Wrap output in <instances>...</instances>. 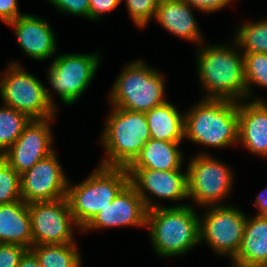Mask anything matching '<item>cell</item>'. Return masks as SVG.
Segmentation results:
<instances>
[{
	"mask_svg": "<svg viewBox=\"0 0 267 267\" xmlns=\"http://www.w3.org/2000/svg\"><path fill=\"white\" fill-rule=\"evenodd\" d=\"M233 43V47L226 44L198 47L196 72L206 92L204 99L236 102L247 99L244 56L236 42Z\"/></svg>",
	"mask_w": 267,
	"mask_h": 267,
	"instance_id": "cell-1",
	"label": "cell"
},
{
	"mask_svg": "<svg viewBox=\"0 0 267 267\" xmlns=\"http://www.w3.org/2000/svg\"><path fill=\"white\" fill-rule=\"evenodd\" d=\"M187 204L160 206L148 210L146 227L152 248L161 257L184 255L200 241V217Z\"/></svg>",
	"mask_w": 267,
	"mask_h": 267,
	"instance_id": "cell-2",
	"label": "cell"
},
{
	"mask_svg": "<svg viewBox=\"0 0 267 267\" xmlns=\"http://www.w3.org/2000/svg\"><path fill=\"white\" fill-rule=\"evenodd\" d=\"M184 114L185 139L217 149L238 144V102L203 98Z\"/></svg>",
	"mask_w": 267,
	"mask_h": 267,
	"instance_id": "cell-3",
	"label": "cell"
},
{
	"mask_svg": "<svg viewBox=\"0 0 267 267\" xmlns=\"http://www.w3.org/2000/svg\"><path fill=\"white\" fill-rule=\"evenodd\" d=\"M100 142L107 156L100 165L127 168L151 138L146 114L112 106Z\"/></svg>",
	"mask_w": 267,
	"mask_h": 267,
	"instance_id": "cell-4",
	"label": "cell"
},
{
	"mask_svg": "<svg viewBox=\"0 0 267 267\" xmlns=\"http://www.w3.org/2000/svg\"><path fill=\"white\" fill-rule=\"evenodd\" d=\"M86 178L74 186L69 181L67 187L66 198L79 230L129 184V173L124 167L99 164Z\"/></svg>",
	"mask_w": 267,
	"mask_h": 267,
	"instance_id": "cell-5",
	"label": "cell"
},
{
	"mask_svg": "<svg viewBox=\"0 0 267 267\" xmlns=\"http://www.w3.org/2000/svg\"><path fill=\"white\" fill-rule=\"evenodd\" d=\"M163 74L142 60L127 64L109 93L111 106L135 112L146 113L165 101V80Z\"/></svg>",
	"mask_w": 267,
	"mask_h": 267,
	"instance_id": "cell-6",
	"label": "cell"
},
{
	"mask_svg": "<svg viewBox=\"0 0 267 267\" xmlns=\"http://www.w3.org/2000/svg\"><path fill=\"white\" fill-rule=\"evenodd\" d=\"M6 72L0 74L2 103L27 114L31 119L55 117L57 105L48 88L37 77L11 62Z\"/></svg>",
	"mask_w": 267,
	"mask_h": 267,
	"instance_id": "cell-7",
	"label": "cell"
},
{
	"mask_svg": "<svg viewBox=\"0 0 267 267\" xmlns=\"http://www.w3.org/2000/svg\"><path fill=\"white\" fill-rule=\"evenodd\" d=\"M211 156L200 152L188 163V197L199 206L227 205L223 203L232 190L234 174L231 167Z\"/></svg>",
	"mask_w": 267,
	"mask_h": 267,
	"instance_id": "cell-8",
	"label": "cell"
},
{
	"mask_svg": "<svg viewBox=\"0 0 267 267\" xmlns=\"http://www.w3.org/2000/svg\"><path fill=\"white\" fill-rule=\"evenodd\" d=\"M101 60L98 51L57 55L48 68V83L63 103L72 105L90 86Z\"/></svg>",
	"mask_w": 267,
	"mask_h": 267,
	"instance_id": "cell-9",
	"label": "cell"
},
{
	"mask_svg": "<svg viewBox=\"0 0 267 267\" xmlns=\"http://www.w3.org/2000/svg\"><path fill=\"white\" fill-rule=\"evenodd\" d=\"M239 208L231 205L208 206L200 218V241L221 256L231 260L240 248L247 216Z\"/></svg>",
	"mask_w": 267,
	"mask_h": 267,
	"instance_id": "cell-10",
	"label": "cell"
},
{
	"mask_svg": "<svg viewBox=\"0 0 267 267\" xmlns=\"http://www.w3.org/2000/svg\"><path fill=\"white\" fill-rule=\"evenodd\" d=\"M33 245L75 243L74 228L78 227L67 198L28 204ZM75 225V227H74Z\"/></svg>",
	"mask_w": 267,
	"mask_h": 267,
	"instance_id": "cell-11",
	"label": "cell"
},
{
	"mask_svg": "<svg viewBox=\"0 0 267 267\" xmlns=\"http://www.w3.org/2000/svg\"><path fill=\"white\" fill-rule=\"evenodd\" d=\"M21 200L25 203L65 198L69 180L55 151L20 175Z\"/></svg>",
	"mask_w": 267,
	"mask_h": 267,
	"instance_id": "cell-12",
	"label": "cell"
},
{
	"mask_svg": "<svg viewBox=\"0 0 267 267\" xmlns=\"http://www.w3.org/2000/svg\"><path fill=\"white\" fill-rule=\"evenodd\" d=\"M129 184L143 199L147 210L160 207L152 197L180 201L188 197L187 170L160 171L152 169H127ZM152 197H150L151 195Z\"/></svg>",
	"mask_w": 267,
	"mask_h": 267,
	"instance_id": "cell-13",
	"label": "cell"
},
{
	"mask_svg": "<svg viewBox=\"0 0 267 267\" xmlns=\"http://www.w3.org/2000/svg\"><path fill=\"white\" fill-rule=\"evenodd\" d=\"M54 118L32 119L17 141L2 155L19 175L55 151L50 127Z\"/></svg>",
	"mask_w": 267,
	"mask_h": 267,
	"instance_id": "cell-14",
	"label": "cell"
},
{
	"mask_svg": "<svg viewBox=\"0 0 267 267\" xmlns=\"http://www.w3.org/2000/svg\"><path fill=\"white\" fill-rule=\"evenodd\" d=\"M147 212L143 199L128 184L111 203L95 214L81 231L84 233L88 230L123 226L146 227Z\"/></svg>",
	"mask_w": 267,
	"mask_h": 267,
	"instance_id": "cell-15",
	"label": "cell"
},
{
	"mask_svg": "<svg viewBox=\"0 0 267 267\" xmlns=\"http://www.w3.org/2000/svg\"><path fill=\"white\" fill-rule=\"evenodd\" d=\"M5 24L14 28L20 48L32 59L47 60L57 53L56 35L47 20L24 13Z\"/></svg>",
	"mask_w": 267,
	"mask_h": 267,
	"instance_id": "cell-16",
	"label": "cell"
},
{
	"mask_svg": "<svg viewBox=\"0 0 267 267\" xmlns=\"http://www.w3.org/2000/svg\"><path fill=\"white\" fill-rule=\"evenodd\" d=\"M238 143L251 153L267 157V103L264 100L238 102Z\"/></svg>",
	"mask_w": 267,
	"mask_h": 267,
	"instance_id": "cell-17",
	"label": "cell"
},
{
	"mask_svg": "<svg viewBox=\"0 0 267 267\" xmlns=\"http://www.w3.org/2000/svg\"><path fill=\"white\" fill-rule=\"evenodd\" d=\"M192 10L184 0H160L154 18L168 32L200 45L204 38Z\"/></svg>",
	"mask_w": 267,
	"mask_h": 267,
	"instance_id": "cell-18",
	"label": "cell"
},
{
	"mask_svg": "<svg viewBox=\"0 0 267 267\" xmlns=\"http://www.w3.org/2000/svg\"><path fill=\"white\" fill-rule=\"evenodd\" d=\"M0 243L33 246L28 203L22 200L0 205Z\"/></svg>",
	"mask_w": 267,
	"mask_h": 267,
	"instance_id": "cell-19",
	"label": "cell"
},
{
	"mask_svg": "<svg viewBox=\"0 0 267 267\" xmlns=\"http://www.w3.org/2000/svg\"><path fill=\"white\" fill-rule=\"evenodd\" d=\"M181 143L150 138L136 159L126 169H152L160 171L182 169Z\"/></svg>",
	"mask_w": 267,
	"mask_h": 267,
	"instance_id": "cell-20",
	"label": "cell"
},
{
	"mask_svg": "<svg viewBox=\"0 0 267 267\" xmlns=\"http://www.w3.org/2000/svg\"><path fill=\"white\" fill-rule=\"evenodd\" d=\"M145 114L152 139L175 143L185 140V114L178 111L168 100Z\"/></svg>",
	"mask_w": 267,
	"mask_h": 267,
	"instance_id": "cell-21",
	"label": "cell"
},
{
	"mask_svg": "<svg viewBox=\"0 0 267 267\" xmlns=\"http://www.w3.org/2000/svg\"><path fill=\"white\" fill-rule=\"evenodd\" d=\"M232 262L267 263V216H247L243 239Z\"/></svg>",
	"mask_w": 267,
	"mask_h": 267,
	"instance_id": "cell-22",
	"label": "cell"
},
{
	"mask_svg": "<svg viewBox=\"0 0 267 267\" xmlns=\"http://www.w3.org/2000/svg\"><path fill=\"white\" fill-rule=\"evenodd\" d=\"M30 250L37 257L40 267H82L76 243L38 244Z\"/></svg>",
	"mask_w": 267,
	"mask_h": 267,
	"instance_id": "cell-23",
	"label": "cell"
},
{
	"mask_svg": "<svg viewBox=\"0 0 267 267\" xmlns=\"http://www.w3.org/2000/svg\"><path fill=\"white\" fill-rule=\"evenodd\" d=\"M31 118L20 111L3 104L0 107V156L21 136Z\"/></svg>",
	"mask_w": 267,
	"mask_h": 267,
	"instance_id": "cell-24",
	"label": "cell"
},
{
	"mask_svg": "<svg viewBox=\"0 0 267 267\" xmlns=\"http://www.w3.org/2000/svg\"><path fill=\"white\" fill-rule=\"evenodd\" d=\"M235 32L234 41L243 54L267 53V18L244 22Z\"/></svg>",
	"mask_w": 267,
	"mask_h": 267,
	"instance_id": "cell-25",
	"label": "cell"
},
{
	"mask_svg": "<svg viewBox=\"0 0 267 267\" xmlns=\"http://www.w3.org/2000/svg\"><path fill=\"white\" fill-rule=\"evenodd\" d=\"M244 56L247 99L252 97L251 85L267 88V53H248Z\"/></svg>",
	"mask_w": 267,
	"mask_h": 267,
	"instance_id": "cell-26",
	"label": "cell"
},
{
	"mask_svg": "<svg viewBox=\"0 0 267 267\" xmlns=\"http://www.w3.org/2000/svg\"><path fill=\"white\" fill-rule=\"evenodd\" d=\"M21 200L20 175L0 156V205Z\"/></svg>",
	"mask_w": 267,
	"mask_h": 267,
	"instance_id": "cell-27",
	"label": "cell"
},
{
	"mask_svg": "<svg viewBox=\"0 0 267 267\" xmlns=\"http://www.w3.org/2000/svg\"><path fill=\"white\" fill-rule=\"evenodd\" d=\"M125 2L134 24L139 28H145L154 18L160 0H125Z\"/></svg>",
	"mask_w": 267,
	"mask_h": 267,
	"instance_id": "cell-28",
	"label": "cell"
},
{
	"mask_svg": "<svg viewBox=\"0 0 267 267\" xmlns=\"http://www.w3.org/2000/svg\"><path fill=\"white\" fill-rule=\"evenodd\" d=\"M60 13L82 16L89 19V0H47Z\"/></svg>",
	"mask_w": 267,
	"mask_h": 267,
	"instance_id": "cell-29",
	"label": "cell"
},
{
	"mask_svg": "<svg viewBox=\"0 0 267 267\" xmlns=\"http://www.w3.org/2000/svg\"><path fill=\"white\" fill-rule=\"evenodd\" d=\"M27 250L20 245L0 243V267H18Z\"/></svg>",
	"mask_w": 267,
	"mask_h": 267,
	"instance_id": "cell-30",
	"label": "cell"
},
{
	"mask_svg": "<svg viewBox=\"0 0 267 267\" xmlns=\"http://www.w3.org/2000/svg\"><path fill=\"white\" fill-rule=\"evenodd\" d=\"M89 2V19L96 21L101 19L106 12H110L117 8V6L120 5L121 0H89Z\"/></svg>",
	"mask_w": 267,
	"mask_h": 267,
	"instance_id": "cell-31",
	"label": "cell"
},
{
	"mask_svg": "<svg viewBox=\"0 0 267 267\" xmlns=\"http://www.w3.org/2000/svg\"><path fill=\"white\" fill-rule=\"evenodd\" d=\"M192 8L201 12L211 13L225 8L234 0H184Z\"/></svg>",
	"mask_w": 267,
	"mask_h": 267,
	"instance_id": "cell-32",
	"label": "cell"
},
{
	"mask_svg": "<svg viewBox=\"0 0 267 267\" xmlns=\"http://www.w3.org/2000/svg\"><path fill=\"white\" fill-rule=\"evenodd\" d=\"M18 0H0V20L10 23L23 15L19 12Z\"/></svg>",
	"mask_w": 267,
	"mask_h": 267,
	"instance_id": "cell-33",
	"label": "cell"
},
{
	"mask_svg": "<svg viewBox=\"0 0 267 267\" xmlns=\"http://www.w3.org/2000/svg\"><path fill=\"white\" fill-rule=\"evenodd\" d=\"M258 208L257 215L267 216V187H265L256 197V201L253 203Z\"/></svg>",
	"mask_w": 267,
	"mask_h": 267,
	"instance_id": "cell-34",
	"label": "cell"
},
{
	"mask_svg": "<svg viewBox=\"0 0 267 267\" xmlns=\"http://www.w3.org/2000/svg\"><path fill=\"white\" fill-rule=\"evenodd\" d=\"M18 267H40V264L35 254L28 249L21 258Z\"/></svg>",
	"mask_w": 267,
	"mask_h": 267,
	"instance_id": "cell-35",
	"label": "cell"
},
{
	"mask_svg": "<svg viewBox=\"0 0 267 267\" xmlns=\"http://www.w3.org/2000/svg\"><path fill=\"white\" fill-rule=\"evenodd\" d=\"M231 267H267V263L261 264H250V263H241V262H231Z\"/></svg>",
	"mask_w": 267,
	"mask_h": 267,
	"instance_id": "cell-36",
	"label": "cell"
}]
</instances>
